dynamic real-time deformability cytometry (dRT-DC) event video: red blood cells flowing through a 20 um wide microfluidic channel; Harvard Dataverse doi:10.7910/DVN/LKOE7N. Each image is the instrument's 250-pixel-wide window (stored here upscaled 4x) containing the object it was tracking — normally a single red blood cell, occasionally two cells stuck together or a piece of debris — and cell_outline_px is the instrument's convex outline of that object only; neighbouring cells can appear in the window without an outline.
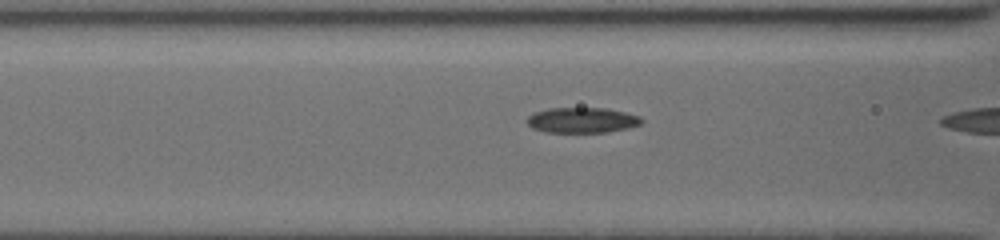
{"species": "common noctule bat (a hibernating species)", "species_latin": "Nyctalus noctula", "temperature_condition": "cold", "stored_images_in_passage": 11, "camera_frame_rate_fps": 3000, "um_per_image_px": 0.085, "animal": {"sex": "female", "body_mass_g": 19.5, "forearm_length_mm": 54.1}, "frame": {"image": 1, "passage_image": 10, "time_ms": 4.0, "image_size_px": [1000, 240], "cell_outline_px": [[640, 124], [628, 128], [604, 132], [548, 132], [532, 128], [528, 124], [528, 116], [536, 112], [548, 108], [604, 108], [624, 112], [636, 116], [640, 120]], "centroid_in_image_um": [49.42, 10.21], "position_along_channel_um": 117.2, "area_um2": 16.53}}